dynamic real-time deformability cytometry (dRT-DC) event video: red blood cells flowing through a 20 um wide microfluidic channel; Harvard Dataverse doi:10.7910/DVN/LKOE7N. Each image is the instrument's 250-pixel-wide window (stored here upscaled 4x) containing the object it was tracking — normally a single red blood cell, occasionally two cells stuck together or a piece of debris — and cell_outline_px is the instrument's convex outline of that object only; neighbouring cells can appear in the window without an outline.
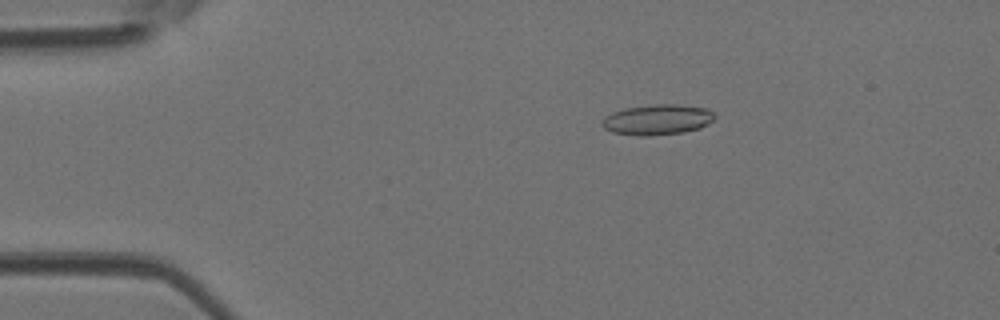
{"species": "Egyptian fruit bat (a non-hibernating species)", "species_latin": "Rousettus aegyptiacus", "temperature_condition": "room temperature", "stored_images_in_passage": 46, "camera_frame_rate_fps": 3000, "um_per_image_px": 0.085, "animal": {"sex": "female"}, "frame": {"image": 1, "passage_image": 9, "time_ms": 2.667, "image_size_px": [1000, 320], "cell_outline_px": [[716, 116], [712, 120], [700, 128], [684, 132], [640, 136], [612, 132], [604, 128], [600, 124], [604, 116], [612, 112], [624, 108], [652, 104], [676, 104], [708, 108]], "centroid_in_image_um": [55.85, 10.15], "position_along_channel_um": 29.2, "area_um2": 20.0}}
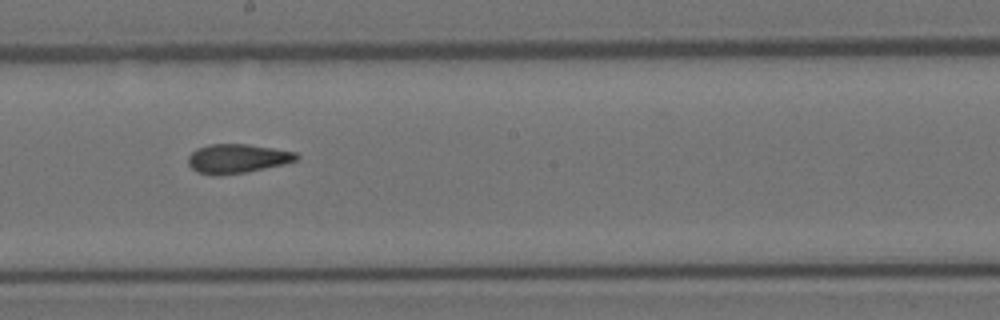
{"frame": {"image": 2, "passage_image": 26, "time_ms": 8.333, "image_size_px": [1000, 320], "cell_outline_px": [[300, 156], [296, 160], [284, 164], [244, 172], [220, 176], [196, 172], [188, 164], [188, 156], [196, 148], [208, 144], [248, 144], [296, 152]], "centroid_in_image_um": [20.13, 13.47], "position_along_channel_um": 228.1, "area_um2": 18.38}}
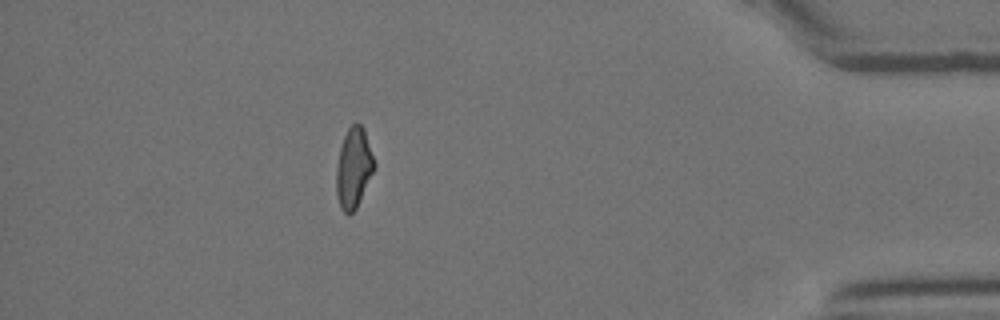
{"frame": {"image": 3, "passage_image": 41, "time_ms": 13.333, "image_size_px": [1000, 320], "cell_outline_px": [[376, 168], [356, 208], [348, 216], [340, 208], [336, 192], [336, 168], [340, 148], [344, 136], [348, 128], [356, 120], [364, 128], [376, 164]], "centroid_in_image_um": [30.07, 14.27], "position_along_channel_um": 405.1, "area_um2": 17.98}}